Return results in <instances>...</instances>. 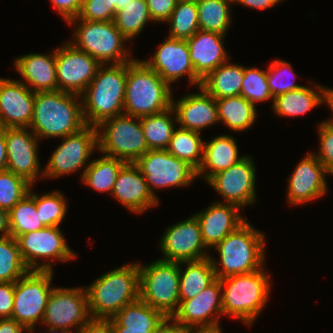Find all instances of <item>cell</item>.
Wrapping results in <instances>:
<instances>
[{
	"label": "cell",
	"mask_w": 333,
	"mask_h": 333,
	"mask_svg": "<svg viewBox=\"0 0 333 333\" xmlns=\"http://www.w3.org/2000/svg\"><path fill=\"white\" fill-rule=\"evenodd\" d=\"M81 100L80 95L60 90L35 92L29 129L38 139L63 138L78 132L86 126Z\"/></svg>",
	"instance_id": "1"
},
{
	"label": "cell",
	"mask_w": 333,
	"mask_h": 333,
	"mask_svg": "<svg viewBox=\"0 0 333 333\" xmlns=\"http://www.w3.org/2000/svg\"><path fill=\"white\" fill-rule=\"evenodd\" d=\"M85 289L92 319L113 318L127 304L140 298L139 265L128 263L108 271Z\"/></svg>",
	"instance_id": "2"
},
{
	"label": "cell",
	"mask_w": 333,
	"mask_h": 333,
	"mask_svg": "<svg viewBox=\"0 0 333 333\" xmlns=\"http://www.w3.org/2000/svg\"><path fill=\"white\" fill-rule=\"evenodd\" d=\"M126 79L127 63L98 67L92 82L81 95L86 125L97 127L124 113Z\"/></svg>",
	"instance_id": "3"
},
{
	"label": "cell",
	"mask_w": 333,
	"mask_h": 333,
	"mask_svg": "<svg viewBox=\"0 0 333 333\" xmlns=\"http://www.w3.org/2000/svg\"><path fill=\"white\" fill-rule=\"evenodd\" d=\"M265 241L263 232L245 221L214 247L220 255L219 261L210 256L216 277L221 279L262 269Z\"/></svg>",
	"instance_id": "4"
},
{
	"label": "cell",
	"mask_w": 333,
	"mask_h": 333,
	"mask_svg": "<svg viewBox=\"0 0 333 333\" xmlns=\"http://www.w3.org/2000/svg\"><path fill=\"white\" fill-rule=\"evenodd\" d=\"M172 89L143 60L127 62L124 113L144 117L163 112L172 106Z\"/></svg>",
	"instance_id": "5"
},
{
	"label": "cell",
	"mask_w": 333,
	"mask_h": 333,
	"mask_svg": "<svg viewBox=\"0 0 333 333\" xmlns=\"http://www.w3.org/2000/svg\"><path fill=\"white\" fill-rule=\"evenodd\" d=\"M223 316L238 318L252 325L268 302L271 281L264 269L220 279Z\"/></svg>",
	"instance_id": "6"
},
{
	"label": "cell",
	"mask_w": 333,
	"mask_h": 333,
	"mask_svg": "<svg viewBox=\"0 0 333 333\" xmlns=\"http://www.w3.org/2000/svg\"><path fill=\"white\" fill-rule=\"evenodd\" d=\"M67 24L77 26L74 30V42L70 40V43L100 64H122L134 59L131 57L132 52L124 47L127 39L114 21H86L77 17Z\"/></svg>",
	"instance_id": "7"
},
{
	"label": "cell",
	"mask_w": 333,
	"mask_h": 333,
	"mask_svg": "<svg viewBox=\"0 0 333 333\" xmlns=\"http://www.w3.org/2000/svg\"><path fill=\"white\" fill-rule=\"evenodd\" d=\"M139 265L140 298L149 306L172 317L180 304V262L158 259Z\"/></svg>",
	"instance_id": "8"
},
{
	"label": "cell",
	"mask_w": 333,
	"mask_h": 333,
	"mask_svg": "<svg viewBox=\"0 0 333 333\" xmlns=\"http://www.w3.org/2000/svg\"><path fill=\"white\" fill-rule=\"evenodd\" d=\"M97 131L98 151L106 156L135 163L149 150L139 117L116 115L97 126Z\"/></svg>",
	"instance_id": "9"
},
{
	"label": "cell",
	"mask_w": 333,
	"mask_h": 333,
	"mask_svg": "<svg viewBox=\"0 0 333 333\" xmlns=\"http://www.w3.org/2000/svg\"><path fill=\"white\" fill-rule=\"evenodd\" d=\"M53 270H30L14 282V300L11 319L21 324L28 333L42 323L45 307L53 290Z\"/></svg>",
	"instance_id": "10"
},
{
	"label": "cell",
	"mask_w": 333,
	"mask_h": 333,
	"mask_svg": "<svg viewBox=\"0 0 333 333\" xmlns=\"http://www.w3.org/2000/svg\"><path fill=\"white\" fill-rule=\"evenodd\" d=\"M59 228L60 226H45L16 238L22 259L29 270L52 271V261L67 262L77 257ZM43 258L46 261L40 263L39 259Z\"/></svg>",
	"instance_id": "11"
},
{
	"label": "cell",
	"mask_w": 333,
	"mask_h": 333,
	"mask_svg": "<svg viewBox=\"0 0 333 333\" xmlns=\"http://www.w3.org/2000/svg\"><path fill=\"white\" fill-rule=\"evenodd\" d=\"M62 143L51 154L43 170L44 178H56L74 173L84 166L81 178L88 165V160L98 149L97 127L86 125L78 132L62 138ZM86 164V165H85ZM88 164V165H87Z\"/></svg>",
	"instance_id": "12"
},
{
	"label": "cell",
	"mask_w": 333,
	"mask_h": 333,
	"mask_svg": "<svg viewBox=\"0 0 333 333\" xmlns=\"http://www.w3.org/2000/svg\"><path fill=\"white\" fill-rule=\"evenodd\" d=\"M135 164L156 198L155 188L186 187L197 178L196 170L167 150H148ZM154 188V189H153Z\"/></svg>",
	"instance_id": "13"
},
{
	"label": "cell",
	"mask_w": 333,
	"mask_h": 333,
	"mask_svg": "<svg viewBox=\"0 0 333 333\" xmlns=\"http://www.w3.org/2000/svg\"><path fill=\"white\" fill-rule=\"evenodd\" d=\"M91 319L85 287H58L53 288L49 296L42 324L59 329L78 330Z\"/></svg>",
	"instance_id": "14"
},
{
	"label": "cell",
	"mask_w": 333,
	"mask_h": 333,
	"mask_svg": "<svg viewBox=\"0 0 333 333\" xmlns=\"http://www.w3.org/2000/svg\"><path fill=\"white\" fill-rule=\"evenodd\" d=\"M101 64L70 41L56 49L58 90L82 95L92 82Z\"/></svg>",
	"instance_id": "15"
},
{
	"label": "cell",
	"mask_w": 333,
	"mask_h": 333,
	"mask_svg": "<svg viewBox=\"0 0 333 333\" xmlns=\"http://www.w3.org/2000/svg\"><path fill=\"white\" fill-rule=\"evenodd\" d=\"M251 156H244L239 162L215 174L207 183L224 198L226 204L240 209L256 203V167Z\"/></svg>",
	"instance_id": "16"
},
{
	"label": "cell",
	"mask_w": 333,
	"mask_h": 333,
	"mask_svg": "<svg viewBox=\"0 0 333 333\" xmlns=\"http://www.w3.org/2000/svg\"><path fill=\"white\" fill-rule=\"evenodd\" d=\"M159 243L165 261H196L211 256L205 249L200 225L194 215L168 227Z\"/></svg>",
	"instance_id": "17"
},
{
	"label": "cell",
	"mask_w": 333,
	"mask_h": 333,
	"mask_svg": "<svg viewBox=\"0 0 333 333\" xmlns=\"http://www.w3.org/2000/svg\"><path fill=\"white\" fill-rule=\"evenodd\" d=\"M4 132L7 148V170L24 178L33 186L37 178L44 177V173L40 171L41 165L38 157L40 140L29 127H8L4 128Z\"/></svg>",
	"instance_id": "18"
},
{
	"label": "cell",
	"mask_w": 333,
	"mask_h": 333,
	"mask_svg": "<svg viewBox=\"0 0 333 333\" xmlns=\"http://www.w3.org/2000/svg\"><path fill=\"white\" fill-rule=\"evenodd\" d=\"M166 38L160 43L152 58L144 62L170 86L186 75L190 84L196 85L197 88L201 86L202 81L195 74L186 40Z\"/></svg>",
	"instance_id": "19"
},
{
	"label": "cell",
	"mask_w": 333,
	"mask_h": 333,
	"mask_svg": "<svg viewBox=\"0 0 333 333\" xmlns=\"http://www.w3.org/2000/svg\"><path fill=\"white\" fill-rule=\"evenodd\" d=\"M326 175L330 171L314 153H308L288 177L287 199L290 205H299L321 198L328 191Z\"/></svg>",
	"instance_id": "20"
},
{
	"label": "cell",
	"mask_w": 333,
	"mask_h": 333,
	"mask_svg": "<svg viewBox=\"0 0 333 333\" xmlns=\"http://www.w3.org/2000/svg\"><path fill=\"white\" fill-rule=\"evenodd\" d=\"M222 315V287L220 279L217 278L198 295L181 301L172 318L183 328L189 329L217 324Z\"/></svg>",
	"instance_id": "21"
},
{
	"label": "cell",
	"mask_w": 333,
	"mask_h": 333,
	"mask_svg": "<svg viewBox=\"0 0 333 333\" xmlns=\"http://www.w3.org/2000/svg\"><path fill=\"white\" fill-rule=\"evenodd\" d=\"M35 92L19 80L0 78V127H29Z\"/></svg>",
	"instance_id": "22"
},
{
	"label": "cell",
	"mask_w": 333,
	"mask_h": 333,
	"mask_svg": "<svg viewBox=\"0 0 333 333\" xmlns=\"http://www.w3.org/2000/svg\"><path fill=\"white\" fill-rule=\"evenodd\" d=\"M111 194L121 205L136 214L146 212L159 202L150 192L145 177L135 163H126L121 168Z\"/></svg>",
	"instance_id": "23"
},
{
	"label": "cell",
	"mask_w": 333,
	"mask_h": 333,
	"mask_svg": "<svg viewBox=\"0 0 333 333\" xmlns=\"http://www.w3.org/2000/svg\"><path fill=\"white\" fill-rule=\"evenodd\" d=\"M200 93L187 94L179 101L172 99V108L175 112L178 125L181 128L200 133L204 128L219 122L216 99L202 86Z\"/></svg>",
	"instance_id": "24"
},
{
	"label": "cell",
	"mask_w": 333,
	"mask_h": 333,
	"mask_svg": "<svg viewBox=\"0 0 333 333\" xmlns=\"http://www.w3.org/2000/svg\"><path fill=\"white\" fill-rule=\"evenodd\" d=\"M238 210L240 211V208L236 205L214 202L194 215L199 222L202 240L207 249L215 247L246 221Z\"/></svg>",
	"instance_id": "25"
},
{
	"label": "cell",
	"mask_w": 333,
	"mask_h": 333,
	"mask_svg": "<svg viewBox=\"0 0 333 333\" xmlns=\"http://www.w3.org/2000/svg\"><path fill=\"white\" fill-rule=\"evenodd\" d=\"M215 32L198 30L189 39L190 60L194 66L196 76L203 81L216 68L228 60V53L224 48V37Z\"/></svg>",
	"instance_id": "26"
},
{
	"label": "cell",
	"mask_w": 333,
	"mask_h": 333,
	"mask_svg": "<svg viewBox=\"0 0 333 333\" xmlns=\"http://www.w3.org/2000/svg\"><path fill=\"white\" fill-rule=\"evenodd\" d=\"M21 81L33 92L57 91L56 49L52 54L30 53L16 58ZM25 80V82H23Z\"/></svg>",
	"instance_id": "27"
},
{
	"label": "cell",
	"mask_w": 333,
	"mask_h": 333,
	"mask_svg": "<svg viewBox=\"0 0 333 333\" xmlns=\"http://www.w3.org/2000/svg\"><path fill=\"white\" fill-rule=\"evenodd\" d=\"M165 317L139 298L110 318L111 328L113 333H152Z\"/></svg>",
	"instance_id": "28"
},
{
	"label": "cell",
	"mask_w": 333,
	"mask_h": 333,
	"mask_svg": "<svg viewBox=\"0 0 333 333\" xmlns=\"http://www.w3.org/2000/svg\"><path fill=\"white\" fill-rule=\"evenodd\" d=\"M238 155L235 138L227 134L218 135L209 142H204L203 160L196 176L201 175L208 182L215 174L227 170L244 158Z\"/></svg>",
	"instance_id": "29"
},
{
	"label": "cell",
	"mask_w": 333,
	"mask_h": 333,
	"mask_svg": "<svg viewBox=\"0 0 333 333\" xmlns=\"http://www.w3.org/2000/svg\"><path fill=\"white\" fill-rule=\"evenodd\" d=\"M315 85V86H314ZM312 89L302 86L274 98L272 108L278 116L296 117L304 115L324 103L326 87L313 84ZM315 89V90H313ZM319 92H318V91Z\"/></svg>",
	"instance_id": "30"
},
{
	"label": "cell",
	"mask_w": 333,
	"mask_h": 333,
	"mask_svg": "<svg viewBox=\"0 0 333 333\" xmlns=\"http://www.w3.org/2000/svg\"><path fill=\"white\" fill-rule=\"evenodd\" d=\"M185 266V271L182 270ZM217 279L210 257L196 261L180 262V302L198 295Z\"/></svg>",
	"instance_id": "31"
},
{
	"label": "cell",
	"mask_w": 333,
	"mask_h": 333,
	"mask_svg": "<svg viewBox=\"0 0 333 333\" xmlns=\"http://www.w3.org/2000/svg\"><path fill=\"white\" fill-rule=\"evenodd\" d=\"M219 123L235 132L246 131L256 122V106L243 96L215 98Z\"/></svg>",
	"instance_id": "32"
},
{
	"label": "cell",
	"mask_w": 333,
	"mask_h": 333,
	"mask_svg": "<svg viewBox=\"0 0 333 333\" xmlns=\"http://www.w3.org/2000/svg\"><path fill=\"white\" fill-rule=\"evenodd\" d=\"M216 68L203 81L201 86L214 98L239 96L244 77V66L228 63Z\"/></svg>",
	"instance_id": "33"
},
{
	"label": "cell",
	"mask_w": 333,
	"mask_h": 333,
	"mask_svg": "<svg viewBox=\"0 0 333 333\" xmlns=\"http://www.w3.org/2000/svg\"><path fill=\"white\" fill-rule=\"evenodd\" d=\"M174 120L177 121L172 107L157 114L140 117L149 150L167 149L176 128Z\"/></svg>",
	"instance_id": "34"
},
{
	"label": "cell",
	"mask_w": 333,
	"mask_h": 333,
	"mask_svg": "<svg viewBox=\"0 0 333 333\" xmlns=\"http://www.w3.org/2000/svg\"><path fill=\"white\" fill-rule=\"evenodd\" d=\"M102 155L100 158L90 161L81 181L99 192L112 193L117 176L127 162Z\"/></svg>",
	"instance_id": "35"
},
{
	"label": "cell",
	"mask_w": 333,
	"mask_h": 333,
	"mask_svg": "<svg viewBox=\"0 0 333 333\" xmlns=\"http://www.w3.org/2000/svg\"><path fill=\"white\" fill-rule=\"evenodd\" d=\"M199 30L225 35L231 24L233 0H196Z\"/></svg>",
	"instance_id": "36"
},
{
	"label": "cell",
	"mask_w": 333,
	"mask_h": 333,
	"mask_svg": "<svg viewBox=\"0 0 333 333\" xmlns=\"http://www.w3.org/2000/svg\"><path fill=\"white\" fill-rule=\"evenodd\" d=\"M204 142L200 133L179 127L174 130L166 150L197 171L203 160Z\"/></svg>",
	"instance_id": "37"
},
{
	"label": "cell",
	"mask_w": 333,
	"mask_h": 333,
	"mask_svg": "<svg viewBox=\"0 0 333 333\" xmlns=\"http://www.w3.org/2000/svg\"><path fill=\"white\" fill-rule=\"evenodd\" d=\"M24 196L9 212L10 236L15 239L24 233L44 228L39 220V212L36 210V193L32 192Z\"/></svg>",
	"instance_id": "38"
},
{
	"label": "cell",
	"mask_w": 333,
	"mask_h": 333,
	"mask_svg": "<svg viewBox=\"0 0 333 333\" xmlns=\"http://www.w3.org/2000/svg\"><path fill=\"white\" fill-rule=\"evenodd\" d=\"M115 26L129 41L138 36L151 19L146 0H129L122 10L116 11Z\"/></svg>",
	"instance_id": "39"
},
{
	"label": "cell",
	"mask_w": 333,
	"mask_h": 333,
	"mask_svg": "<svg viewBox=\"0 0 333 333\" xmlns=\"http://www.w3.org/2000/svg\"><path fill=\"white\" fill-rule=\"evenodd\" d=\"M167 37L186 40L199 30L198 7L196 0H178L170 18Z\"/></svg>",
	"instance_id": "40"
},
{
	"label": "cell",
	"mask_w": 333,
	"mask_h": 333,
	"mask_svg": "<svg viewBox=\"0 0 333 333\" xmlns=\"http://www.w3.org/2000/svg\"><path fill=\"white\" fill-rule=\"evenodd\" d=\"M29 271L17 240L12 236L0 237V282H16Z\"/></svg>",
	"instance_id": "41"
},
{
	"label": "cell",
	"mask_w": 333,
	"mask_h": 333,
	"mask_svg": "<svg viewBox=\"0 0 333 333\" xmlns=\"http://www.w3.org/2000/svg\"><path fill=\"white\" fill-rule=\"evenodd\" d=\"M66 202L65 196L60 191L44 195L36 194V210L44 226H60L68 211Z\"/></svg>",
	"instance_id": "42"
},
{
	"label": "cell",
	"mask_w": 333,
	"mask_h": 333,
	"mask_svg": "<svg viewBox=\"0 0 333 333\" xmlns=\"http://www.w3.org/2000/svg\"><path fill=\"white\" fill-rule=\"evenodd\" d=\"M31 184L11 171L0 172V209L10 211L29 193Z\"/></svg>",
	"instance_id": "43"
},
{
	"label": "cell",
	"mask_w": 333,
	"mask_h": 333,
	"mask_svg": "<svg viewBox=\"0 0 333 333\" xmlns=\"http://www.w3.org/2000/svg\"><path fill=\"white\" fill-rule=\"evenodd\" d=\"M240 95L254 106L258 102L269 99L274 101L269 89L266 71L258 67L246 68L244 66V77Z\"/></svg>",
	"instance_id": "44"
},
{
	"label": "cell",
	"mask_w": 333,
	"mask_h": 333,
	"mask_svg": "<svg viewBox=\"0 0 333 333\" xmlns=\"http://www.w3.org/2000/svg\"><path fill=\"white\" fill-rule=\"evenodd\" d=\"M266 74L273 100L281 94L299 89L303 86L294 83L295 79H291V76L295 77L291 63L280 59L270 63L268 70H266ZM287 78H290L292 81L287 80Z\"/></svg>",
	"instance_id": "45"
},
{
	"label": "cell",
	"mask_w": 333,
	"mask_h": 333,
	"mask_svg": "<svg viewBox=\"0 0 333 333\" xmlns=\"http://www.w3.org/2000/svg\"><path fill=\"white\" fill-rule=\"evenodd\" d=\"M115 17L114 0H82L79 19L86 21H113Z\"/></svg>",
	"instance_id": "46"
},
{
	"label": "cell",
	"mask_w": 333,
	"mask_h": 333,
	"mask_svg": "<svg viewBox=\"0 0 333 333\" xmlns=\"http://www.w3.org/2000/svg\"><path fill=\"white\" fill-rule=\"evenodd\" d=\"M319 152L314 154L330 172L333 170V127L322 121L318 127Z\"/></svg>",
	"instance_id": "47"
},
{
	"label": "cell",
	"mask_w": 333,
	"mask_h": 333,
	"mask_svg": "<svg viewBox=\"0 0 333 333\" xmlns=\"http://www.w3.org/2000/svg\"><path fill=\"white\" fill-rule=\"evenodd\" d=\"M178 0H146L151 19L154 22H166Z\"/></svg>",
	"instance_id": "48"
},
{
	"label": "cell",
	"mask_w": 333,
	"mask_h": 333,
	"mask_svg": "<svg viewBox=\"0 0 333 333\" xmlns=\"http://www.w3.org/2000/svg\"><path fill=\"white\" fill-rule=\"evenodd\" d=\"M13 300L14 282H0V319L11 318Z\"/></svg>",
	"instance_id": "49"
},
{
	"label": "cell",
	"mask_w": 333,
	"mask_h": 333,
	"mask_svg": "<svg viewBox=\"0 0 333 333\" xmlns=\"http://www.w3.org/2000/svg\"><path fill=\"white\" fill-rule=\"evenodd\" d=\"M54 8L62 15L68 23L77 18L82 7V0H50Z\"/></svg>",
	"instance_id": "50"
},
{
	"label": "cell",
	"mask_w": 333,
	"mask_h": 333,
	"mask_svg": "<svg viewBox=\"0 0 333 333\" xmlns=\"http://www.w3.org/2000/svg\"><path fill=\"white\" fill-rule=\"evenodd\" d=\"M77 333H113L110 319H91Z\"/></svg>",
	"instance_id": "51"
},
{
	"label": "cell",
	"mask_w": 333,
	"mask_h": 333,
	"mask_svg": "<svg viewBox=\"0 0 333 333\" xmlns=\"http://www.w3.org/2000/svg\"><path fill=\"white\" fill-rule=\"evenodd\" d=\"M152 333H186V329L172 317H165Z\"/></svg>",
	"instance_id": "52"
},
{
	"label": "cell",
	"mask_w": 333,
	"mask_h": 333,
	"mask_svg": "<svg viewBox=\"0 0 333 333\" xmlns=\"http://www.w3.org/2000/svg\"><path fill=\"white\" fill-rule=\"evenodd\" d=\"M282 0H233V3H238L253 9L265 10L274 7L276 4L281 3ZM284 1V0H283Z\"/></svg>",
	"instance_id": "53"
},
{
	"label": "cell",
	"mask_w": 333,
	"mask_h": 333,
	"mask_svg": "<svg viewBox=\"0 0 333 333\" xmlns=\"http://www.w3.org/2000/svg\"><path fill=\"white\" fill-rule=\"evenodd\" d=\"M26 329L11 318L0 319V333H23Z\"/></svg>",
	"instance_id": "54"
},
{
	"label": "cell",
	"mask_w": 333,
	"mask_h": 333,
	"mask_svg": "<svg viewBox=\"0 0 333 333\" xmlns=\"http://www.w3.org/2000/svg\"><path fill=\"white\" fill-rule=\"evenodd\" d=\"M7 170V148L4 128L0 127V172Z\"/></svg>",
	"instance_id": "55"
},
{
	"label": "cell",
	"mask_w": 333,
	"mask_h": 333,
	"mask_svg": "<svg viewBox=\"0 0 333 333\" xmlns=\"http://www.w3.org/2000/svg\"><path fill=\"white\" fill-rule=\"evenodd\" d=\"M219 323L186 329V333H222Z\"/></svg>",
	"instance_id": "56"
},
{
	"label": "cell",
	"mask_w": 333,
	"mask_h": 333,
	"mask_svg": "<svg viewBox=\"0 0 333 333\" xmlns=\"http://www.w3.org/2000/svg\"><path fill=\"white\" fill-rule=\"evenodd\" d=\"M10 236L8 211L0 209V237Z\"/></svg>",
	"instance_id": "57"
},
{
	"label": "cell",
	"mask_w": 333,
	"mask_h": 333,
	"mask_svg": "<svg viewBox=\"0 0 333 333\" xmlns=\"http://www.w3.org/2000/svg\"><path fill=\"white\" fill-rule=\"evenodd\" d=\"M324 103L328 104L329 109L331 108V112H332V116H333V88L330 89V88L326 87ZM324 121L333 127V118H332V120L328 119V120H324Z\"/></svg>",
	"instance_id": "58"
},
{
	"label": "cell",
	"mask_w": 333,
	"mask_h": 333,
	"mask_svg": "<svg viewBox=\"0 0 333 333\" xmlns=\"http://www.w3.org/2000/svg\"><path fill=\"white\" fill-rule=\"evenodd\" d=\"M47 330H45L47 333H77V330L73 331L72 329H59V328H54V327H49V326H48Z\"/></svg>",
	"instance_id": "59"
},
{
	"label": "cell",
	"mask_w": 333,
	"mask_h": 333,
	"mask_svg": "<svg viewBox=\"0 0 333 333\" xmlns=\"http://www.w3.org/2000/svg\"><path fill=\"white\" fill-rule=\"evenodd\" d=\"M115 2V14L116 11L122 10L124 8V5H126L129 0H114Z\"/></svg>",
	"instance_id": "60"
}]
</instances>
